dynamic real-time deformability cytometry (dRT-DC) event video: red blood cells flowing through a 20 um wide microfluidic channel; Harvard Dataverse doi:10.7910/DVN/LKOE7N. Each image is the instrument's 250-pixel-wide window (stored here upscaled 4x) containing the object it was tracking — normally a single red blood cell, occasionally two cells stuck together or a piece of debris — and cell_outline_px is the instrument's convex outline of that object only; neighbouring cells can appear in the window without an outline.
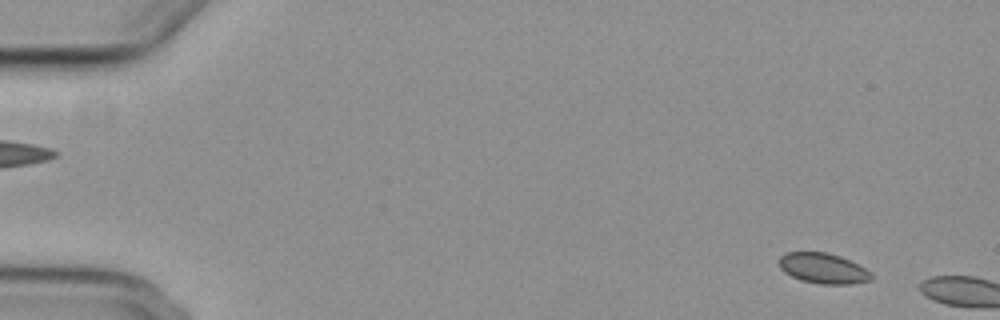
{"species": "common noctule bat (a hibernating species)", "species_latin": "Nyctalus noctula", "temperature_condition": "cold", "stored_images_in_passage": 4, "camera_frame_rate_fps": 3000, "um_per_image_px": 0.085, "animal": {"sex": "female", "body_mass_g": 29.2, "forearm_length_mm": 56.3}, "frame": {"image": 1, "passage_image": 2, "time_ms": 0.333, "image_size_px": [1000, 320], "cell_outline_px": [[872, 280], [852, 284], [820, 284], [800, 280], [784, 272], [780, 268], [780, 256], [784, 252], [828, 252], [840, 256], [864, 268], [872, 276]], "centroid_in_image_um": [69.94, 22.81], "position_along_channel_um": 15.1, "area_um2": 16.24}}